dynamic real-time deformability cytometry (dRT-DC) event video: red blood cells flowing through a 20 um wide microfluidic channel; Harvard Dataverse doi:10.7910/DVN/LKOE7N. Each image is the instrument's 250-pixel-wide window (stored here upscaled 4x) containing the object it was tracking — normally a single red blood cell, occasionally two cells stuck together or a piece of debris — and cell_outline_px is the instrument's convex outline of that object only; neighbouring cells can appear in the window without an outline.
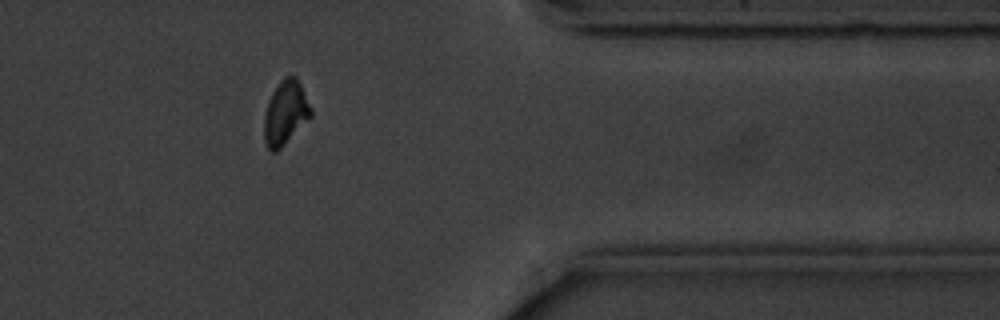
{"species": "common noctule bat (a hibernating species)", "species_latin": "Nyctalus noctula", "temperature_condition": "cold", "stored_images_in_passage": 15, "camera_frame_rate_fps": 3000, "um_per_image_px": 0.085, "animal": {"sex": "male", "body_mass_g": 20.1, "forearm_length_mm": 53.5}, "frame": {"image": 1, "passage_image": 13, "time_ms": 15.0, "image_size_px": [1000, 320], "cell_outline_px": [[312, 116], [276, 152], [272, 152], [268, 148], [264, 140], [264, 116], [268, 100], [272, 92], [280, 80], [284, 76], [296, 76], [312, 108]], "centroid_in_image_um": [24.26, 9.57], "position_along_channel_um": 387.1, "area_um2": 17.4}}
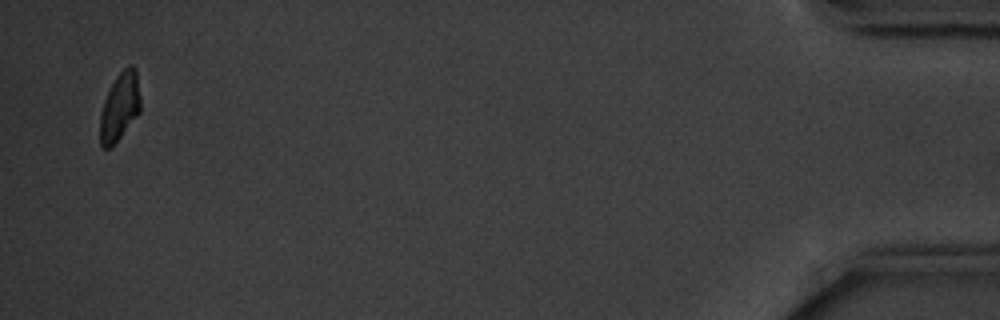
{"frame": {"image": 2, "passage_image": 15, "time_ms": 18.0, "image_size_px": [1000, 320], "cell_outline_px": [[140, 112], [112, 148], [104, 148], [100, 144], [100, 112], [104, 100], [116, 76], [128, 64], [132, 64], [136, 68], [140, 96]], "centroid_in_image_um": [10.18, 9.08], "position_along_channel_um": 425.0, "area_um2": 16.18}, "authors_computed_cell_mechanics": {"area_um2": 17.629, "velocity_mm_per_s": 3.5475, "shape_relaxation_time_tau1_ms": 1.3365, "shape_relaxation_time_tau2_ms": null, "deformation_change_tau1": 0.0605, "deformation_change_tau2": null}}